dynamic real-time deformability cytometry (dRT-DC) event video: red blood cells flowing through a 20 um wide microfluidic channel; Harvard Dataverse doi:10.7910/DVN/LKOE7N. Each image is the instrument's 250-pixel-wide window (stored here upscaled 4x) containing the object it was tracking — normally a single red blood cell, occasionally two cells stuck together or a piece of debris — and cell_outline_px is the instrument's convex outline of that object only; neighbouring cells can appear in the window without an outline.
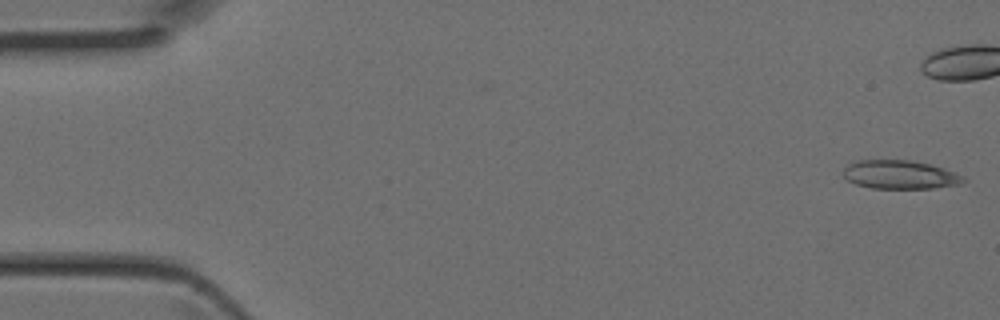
{"species": "Egyptian fruit bat (a non-hibernating species)", "species_latin": "Rousettus aegyptiacus", "temperature_condition": "room temperature", "stored_images_in_passage": 34, "camera_frame_rate_fps": 3000, "um_per_image_px": 0.085, "animal": {"sex": "female"}, "frame": {"image": 1, "passage_image": 1, "time_ms": 0.0, "image_size_px": [1000, 320], "cell_outline_px": [[968, 180], [960, 184], [932, 188], [872, 188], [856, 184], [848, 180], [844, 176], [844, 168], [848, 164], [856, 160], [912, 160], [944, 168], [964, 176]], "centroid_in_image_um": [76.51, 14.84], "position_along_channel_um": 8.5, "area_um2": 20.0}}
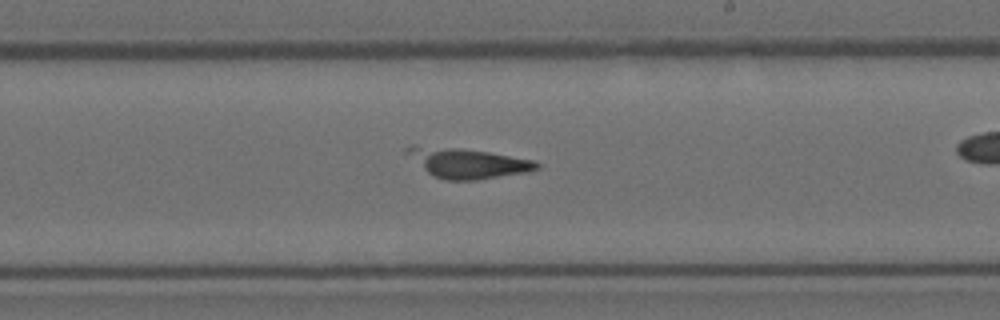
{"frame": {"image": 2, "passage_image": 25, "time_ms": 8.0, "image_size_px": [1000, 320], "cell_outline_px": [[540, 168], [528, 172], [476, 180], [444, 180], [432, 176], [404, 152], [404, 148], [416, 144], [456, 148], [488, 152], [536, 160], [540, 164]], "centroid_in_image_um": [39.72, 13.85], "position_along_channel_um": 249.3, "area_um2": 22.77}}
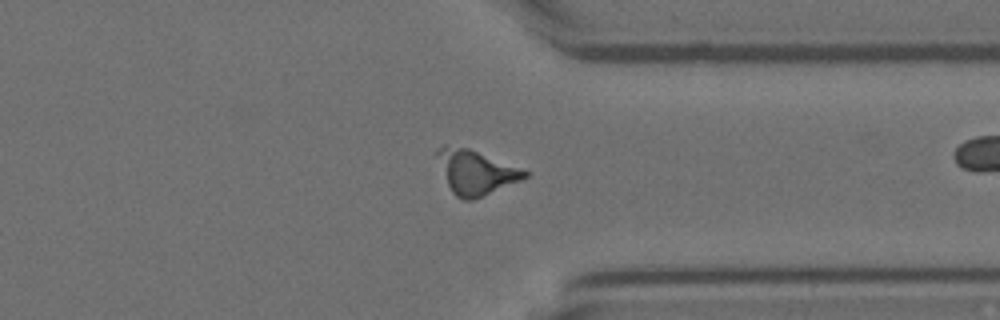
{"frame": {"image": 3, "passage_image": 33, "time_ms": 10.667, "image_size_px": [1000, 320], "cell_outline_px": [[528, 176], [520, 180], [472, 200], [464, 200], [456, 196], [452, 192], [448, 184], [436, 152], [444, 144], [468, 148], [528, 172]], "centroid_in_image_um": [40.41, 14.63], "position_along_channel_um": 371.0, "area_um2": 21.56}}